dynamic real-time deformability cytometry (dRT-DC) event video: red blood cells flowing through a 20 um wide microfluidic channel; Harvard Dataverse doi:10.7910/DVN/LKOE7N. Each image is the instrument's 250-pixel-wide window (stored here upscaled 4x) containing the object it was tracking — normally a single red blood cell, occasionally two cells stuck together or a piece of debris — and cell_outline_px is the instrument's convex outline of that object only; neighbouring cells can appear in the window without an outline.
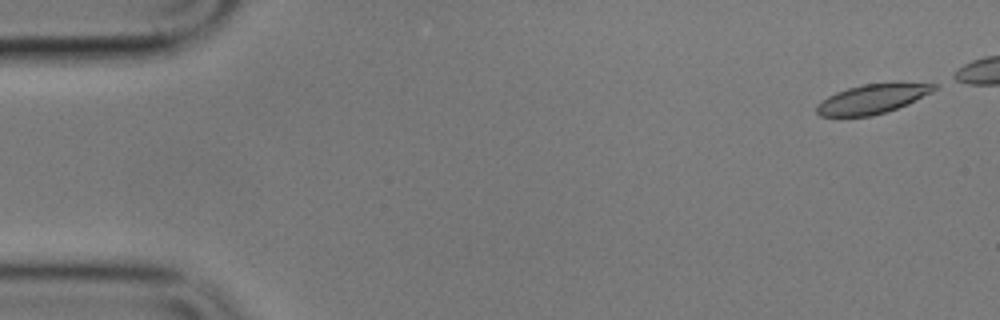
{"species": "common noctule bat (a hibernating species)", "species_latin": "Nyctalus noctula", "temperature_condition": "cold", "stored_images_in_passage": 5, "camera_frame_rate_fps": 3000, "um_per_image_px": 0.085, "animal": {"sex": "male", "body_mass_g": 17.9}, "frame": {"image": 1, "passage_image": 1, "time_ms": 0.0, "image_size_px": [1000, 320], "cell_outline_px": [[936, 88], [932, 92], [908, 104], [872, 116], [820, 116], [816, 112], [816, 104], [828, 96], [836, 92], [848, 88], [864, 84], [896, 80], [936, 84]], "centroid_in_image_um": [74.19, 8.36], "position_along_channel_um": 10.8, "area_um2": 20.58}}